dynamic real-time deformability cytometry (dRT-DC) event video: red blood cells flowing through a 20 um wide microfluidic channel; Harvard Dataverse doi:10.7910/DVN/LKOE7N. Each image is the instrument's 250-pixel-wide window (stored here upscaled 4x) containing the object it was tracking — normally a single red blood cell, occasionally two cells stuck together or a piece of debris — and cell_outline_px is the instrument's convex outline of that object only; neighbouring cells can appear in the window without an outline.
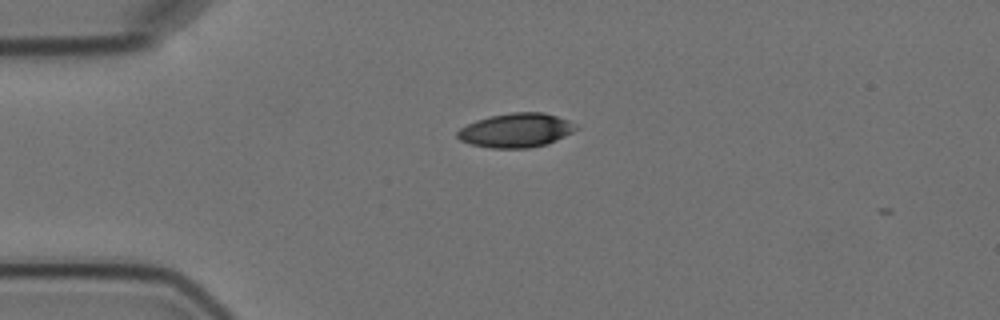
{"species": "Egyptian fruit bat (a non-hibernating species)", "species_latin": "Rousettus aegyptiacus", "temperature_condition": "cold", "stored_images_in_passage": 7, "camera_frame_rate_fps": 3000, "um_per_image_px": 0.085, "animal": {"sex": "female"}, "frame": {"image": 1, "passage_image": 1, "time_ms": 0.0, "image_size_px": [1000, 320], "cell_outline_px": [[580, 128], [548, 144], [528, 148], [492, 148], [472, 144], [460, 140], [456, 136], [456, 132], [460, 128], [476, 120], [492, 116], [512, 112], [544, 112], [568, 120]], "centroid_in_image_um": [43.87, 11.08], "position_along_channel_um": 41.1, "area_um2": 23.47}}
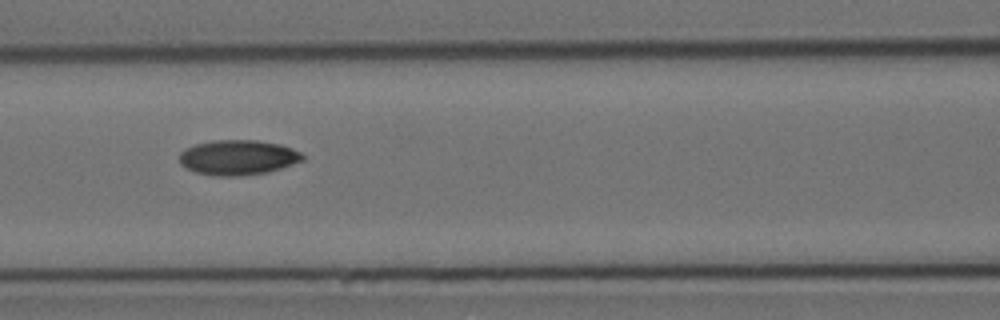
{"frame": {"image": 2, "passage_image": 4, "time_ms": 3.667, "image_size_px": [1000, 320], "cell_outline_px": [[304, 160], [268, 172], [236, 176], [216, 176], [196, 172], [180, 164], [180, 152], [184, 148], [196, 144], [212, 140], [256, 140], [280, 144], [292, 148], [300, 152], [304, 156]], "centroid_in_image_um": [20.22, 13.37], "position_along_channel_um": 146.4, "area_um2": 25.09}}
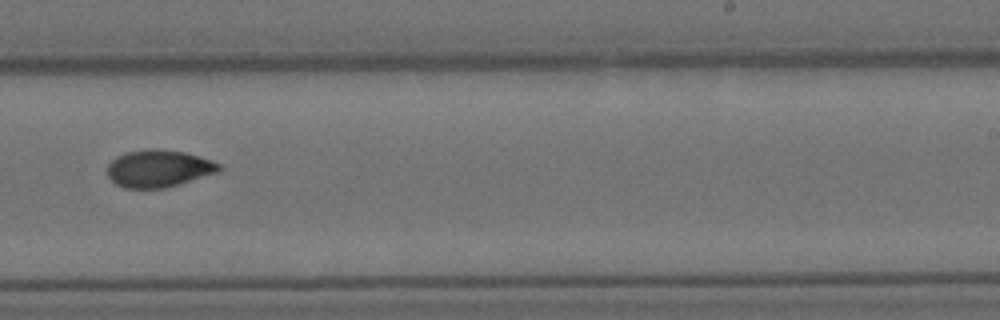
{"frame": {"image": 3, "passage_image": 7, "time_ms": 7.333, "image_size_px": [1000, 320], "cell_outline_px": [[224, 168], [220, 172], [180, 184], [164, 188], [124, 188], [116, 184], [108, 176], [108, 164], [116, 156], [124, 152], [152, 148], [156, 148], [184, 152], [200, 156], [212, 160], [220, 164]], "centroid_in_image_um": [13.52, 14.32], "position_along_channel_um": 275.5, "area_um2": 24.57}}